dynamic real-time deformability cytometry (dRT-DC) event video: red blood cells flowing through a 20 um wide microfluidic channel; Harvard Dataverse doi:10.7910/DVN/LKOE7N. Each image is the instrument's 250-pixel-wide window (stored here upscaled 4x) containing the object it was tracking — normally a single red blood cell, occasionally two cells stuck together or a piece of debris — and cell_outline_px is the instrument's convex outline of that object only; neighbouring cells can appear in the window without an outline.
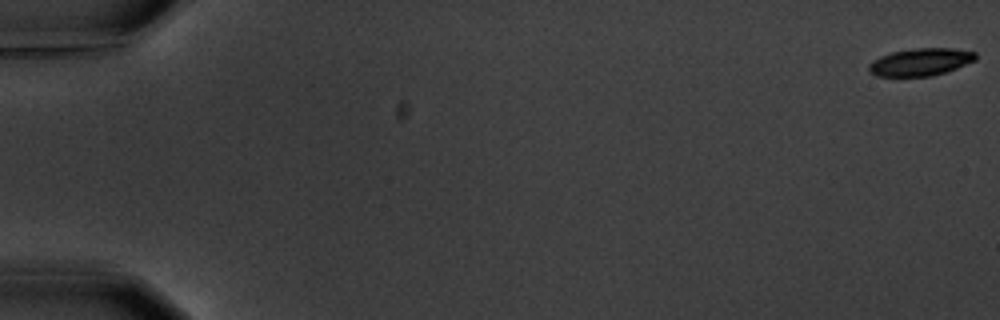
{"species": "common noctule bat (a hibernating species)", "species_latin": "Nyctalus noctula", "temperature_condition": "warm", "stored_images_in_passage": 6, "camera_frame_rate_fps": 3000, "um_per_image_px": 0.085, "animal": {"sex": "male", "body_mass_g": 20.1, "forearm_length_mm": 53.5}, "frame": {"image": 1, "passage_image": 1, "time_ms": 0.0, "image_size_px": [1000, 320], "cell_outline_px": [[976, 60], [956, 68], [932, 76], [876, 76], [868, 72], [868, 64], [872, 60], [880, 56], [892, 52], [916, 48], [952, 48], [976, 52]], "centroid_in_image_um": [78.21, 5.27], "position_along_channel_um": 6.8, "area_um2": 17.11}}
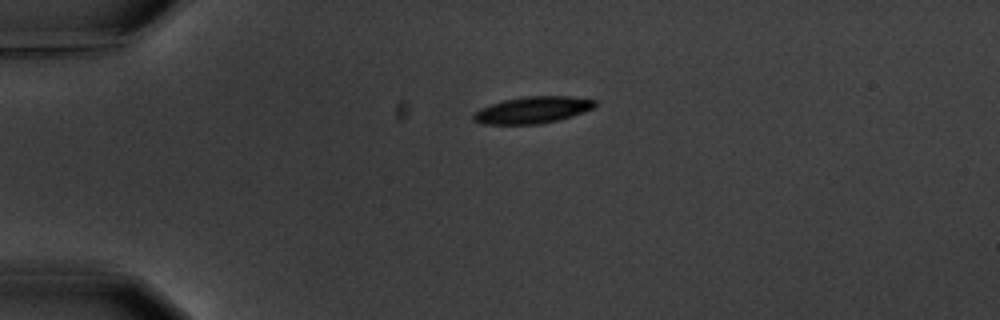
{"frame": {"image": 2, "passage_image": 5, "time_ms": 4.667, "image_size_px": [1000, 320], "cell_outline_px": [[596, 104], [592, 108], [572, 116], [540, 124], [484, 124], [472, 120], [472, 116], [480, 108], [504, 100], [528, 96], [572, 96], [596, 100]], "centroid_in_image_um": [45.26, 9.34], "position_along_channel_um": 39.7, "area_um2": 18.73}}